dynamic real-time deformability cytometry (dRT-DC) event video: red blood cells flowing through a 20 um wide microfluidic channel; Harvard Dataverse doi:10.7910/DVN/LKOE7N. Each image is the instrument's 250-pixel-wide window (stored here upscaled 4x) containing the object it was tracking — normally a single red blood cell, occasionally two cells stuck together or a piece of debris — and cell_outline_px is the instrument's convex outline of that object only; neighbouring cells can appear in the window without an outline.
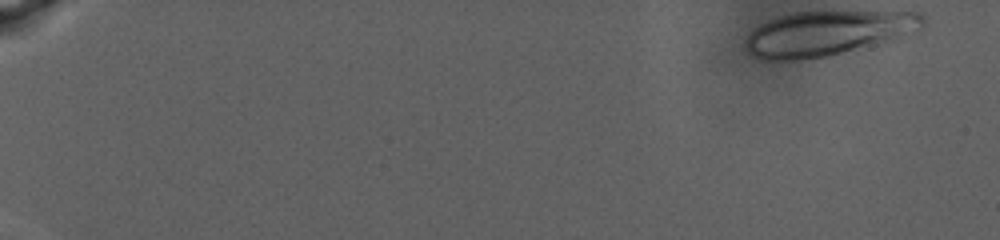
{"species": "human", "species_latin": "Homo sapiens", "temperature_condition": "warm", "stored_images_in_passage": 87, "camera_frame_rate_fps": 3000, "um_per_image_px": 0.085, "donor": {"sex": "male"}, "frame": {"image": 1, "passage_image": 1, "time_ms": 0.0, "image_size_px": [1000, 240], "cell_outline_px": [[924, 24], [920, 32], [896, 40], [824, 56], [796, 60], [768, 60], [756, 56], [748, 52], [744, 48], [744, 40], [760, 24], [768, 20], [780, 16], [796, 12], [924, 12]], "centroid_in_image_um": [70.42, 2.82], "position_along_channel_um": 14.6, "area_um2": 46.24}}
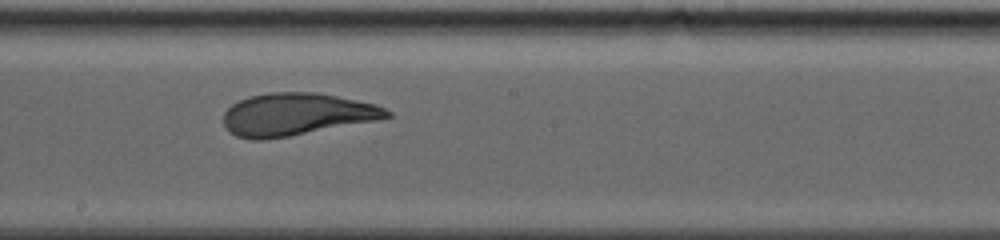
{"frame": {"image": 2, "passage_image": 52, "time_ms": 17.0, "image_size_px": [1000, 240], "cell_outline_px": [[392, 116], [376, 120], [288, 136], [260, 140], [252, 140], [236, 136], [228, 132], [224, 124], [224, 112], [232, 104], [248, 96], [272, 92], [316, 92], [376, 104], [392, 112]], "centroid_in_image_um": [25.16, 9.71], "position_along_channel_um": 223.0, "area_um2": 40.11}}
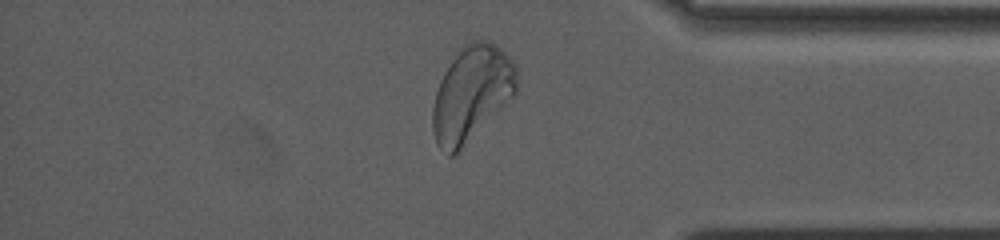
{"frame": {"image": 3, "passage_image": 75, "time_ms": 24.667, "image_size_px": [1000, 240], "cell_outline_px": [[516, 96], [452, 156], [448, 156], [436, 144], [432, 132], [432, 108], [436, 92], [440, 80], [444, 72], [452, 60], [464, 44], [472, 40], [492, 40], [516, 64]], "centroid_in_image_um": [40.09, 7.94], "position_along_channel_um": 395.1, "area_um2": 46.64}, "authors_computed_cell_mechanics": {"area_um2": 45.2574, "velocity_mm_per_s": 2.3878, "shape_relaxation_time_tau1_ms": 9.0129, "shape_relaxation_time_tau2_ms": 1.6218, "deformation_change_tau1": 0.223, "deformation_change_tau2": 0.0809}}